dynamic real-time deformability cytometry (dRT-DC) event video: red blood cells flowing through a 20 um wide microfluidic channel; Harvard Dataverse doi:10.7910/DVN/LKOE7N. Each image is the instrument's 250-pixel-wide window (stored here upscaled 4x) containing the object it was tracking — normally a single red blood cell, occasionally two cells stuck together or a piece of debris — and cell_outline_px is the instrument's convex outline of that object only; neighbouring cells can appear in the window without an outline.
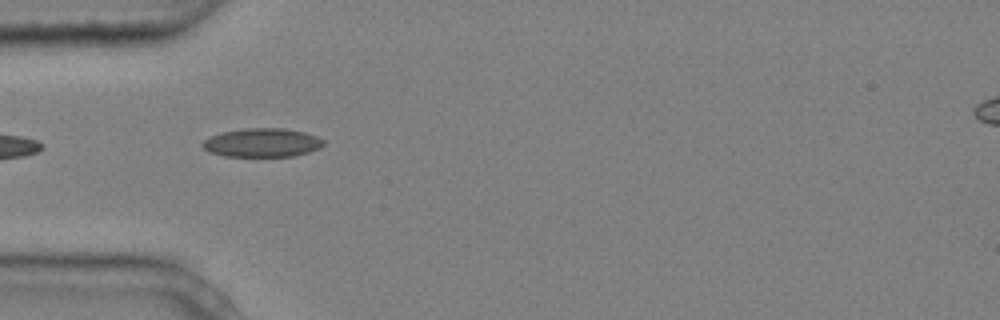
{"species": "common noctule bat (a hibernating species)", "species_latin": "Nyctalus noctula", "temperature_condition": "cold", "stored_images_in_passage": 5, "camera_frame_rate_fps": 3000, "um_per_image_px": 0.085, "animal": {"sex": "male", "body_mass_g": 20.4}, "frame": {"image": 1, "passage_image": 4, "time_ms": 1.0, "image_size_px": [1000, 320], "cell_outline_px": [[324, 144], [320, 148], [308, 152], [292, 156], [224, 156], [208, 152], [200, 144], [204, 140], [212, 136], [224, 132], [248, 128], [284, 128], [304, 132], [316, 136], [324, 140]], "centroid_in_image_um": [22.29, 12.13], "position_along_channel_um": 62.7, "area_um2": 20.11}}
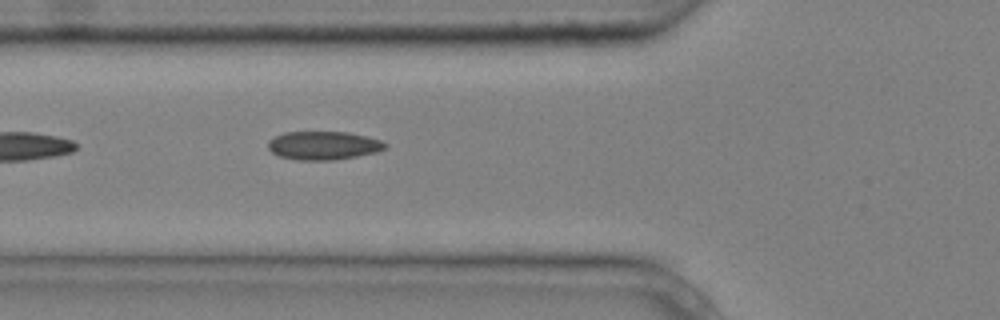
{"frame": {"image": 2, "passage_image": 5, "time_ms": 1.333, "image_size_px": [1000, 320], "cell_outline_px": [[388, 148], [376, 152], [356, 156], [332, 160], [296, 160], [280, 156], [272, 152], [268, 148], [268, 140], [284, 132], [348, 132], [380, 140], [388, 144]], "centroid_in_image_um": [27.49, 12.37], "position_along_channel_um": 98.3, "area_um2": 19.36}}